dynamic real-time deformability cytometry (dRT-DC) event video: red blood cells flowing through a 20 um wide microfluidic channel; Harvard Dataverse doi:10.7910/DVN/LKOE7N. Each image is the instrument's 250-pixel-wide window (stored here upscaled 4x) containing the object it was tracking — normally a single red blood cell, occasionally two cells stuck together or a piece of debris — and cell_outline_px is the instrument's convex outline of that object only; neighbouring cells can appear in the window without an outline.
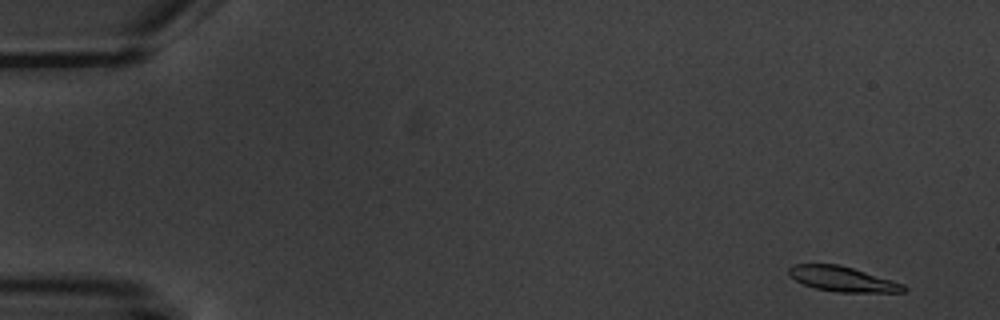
{"species": "common noctule bat (a hibernating species)", "species_latin": "Nyctalus noctula", "temperature_condition": "warm", "stored_images_in_passage": 5, "segment_of_instrument_passage": [1, 2], "camera_frame_rate_fps": 3000, "um_per_image_px": 0.085, "animal": {"sex": "male", "body_mass_g": 20.1, "forearm_length_mm": 53.5}, "frame": {"image": 1, "passage_image": 1, "time_ms": 0.0, "image_size_px": [1000, 320], "cell_outline_px": [[908, 288], [904, 292], [836, 292], [816, 288], [804, 284], [788, 276], [788, 268], [796, 264], [840, 264], [892, 280], [904, 284]], "centroid_in_image_um": [71.61, 23.71], "position_along_channel_um": 13.4, "area_um2": 16.7}}